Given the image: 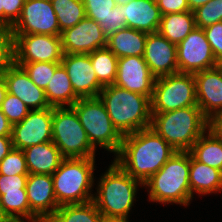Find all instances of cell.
<instances>
[{
  "label": "cell",
  "instance_id": "obj_1",
  "mask_svg": "<svg viewBox=\"0 0 222 222\" xmlns=\"http://www.w3.org/2000/svg\"><path fill=\"white\" fill-rule=\"evenodd\" d=\"M153 129H141L123 136L114 161L143 184L176 153Z\"/></svg>",
  "mask_w": 222,
  "mask_h": 222
},
{
  "label": "cell",
  "instance_id": "obj_2",
  "mask_svg": "<svg viewBox=\"0 0 222 222\" xmlns=\"http://www.w3.org/2000/svg\"><path fill=\"white\" fill-rule=\"evenodd\" d=\"M98 97L122 136L150 127L152 113L149 97L114 84L104 86Z\"/></svg>",
  "mask_w": 222,
  "mask_h": 222
},
{
  "label": "cell",
  "instance_id": "obj_3",
  "mask_svg": "<svg viewBox=\"0 0 222 222\" xmlns=\"http://www.w3.org/2000/svg\"><path fill=\"white\" fill-rule=\"evenodd\" d=\"M150 128L176 151H189L206 133L208 119L198 106L173 111L152 113Z\"/></svg>",
  "mask_w": 222,
  "mask_h": 222
},
{
  "label": "cell",
  "instance_id": "obj_4",
  "mask_svg": "<svg viewBox=\"0 0 222 222\" xmlns=\"http://www.w3.org/2000/svg\"><path fill=\"white\" fill-rule=\"evenodd\" d=\"M141 181L129 175L115 161L101 176L93 202L105 219L126 220Z\"/></svg>",
  "mask_w": 222,
  "mask_h": 222
},
{
  "label": "cell",
  "instance_id": "obj_5",
  "mask_svg": "<svg viewBox=\"0 0 222 222\" xmlns=\"http://www.w3.org/2000/svg\"><path fill=\"white\" fill-rule=\"evenodd\" d=\"M190 152L177 151L143 186L149 187V199L159 203L189 205L192 199L189 185Z\"/></svg>",
  "mask_w": 222,
  "mask_h": 222
},
{
  "label": "cell",
  "instance_id": "obj_6",
  "mask_svg": "<svg viewBox=\"0 0 222 222\" xmlns=\"http://www.w3.org/2000/svg\"><path fill=\"white\" fill-rule=\"evenodd\" d=\"M95 158H64L52 174L57 203L83 204L93 201Z\"/></svg>",
  "mask_w": 222,
  "mask_h": 222
},
{
  "label": "cell",
  "instance_id": "obj_7",
  "mask_svg": "<svg viewBox=\"0 0 222 222\" xmlns=\"http://www.w3.org/2000/svg\"><path fill=\"white\" fill-rule=\"evenodd\" d=\"M78 115L91 145L119 153L123 136L114 127L108 112L99 97L80 98L71 106Z\"/></svg>",
  "mask_w": 222,
  "mask_h": 222
},
{
  "label": "cell",
  "instance_id": "obj_8",
  "mask_svg": "<svg viewBox=\"0 0 222 222\" xmlns=\"http://www.w3.org/2000/svg\"><path fill=\"white\" fill-rule=\"evenodd\" d=\"M52 141L64 158H95V148L72 107H53Z\"/></svg>",
  "mask_w": 222,
  "mask_h": 222
},
{
  "label": "cell",
  "instance_id": "obj_9",
  "mask_svg": "<svg viewBox=\"0 0 222 222\" xmlns=\"http://www.w3.org/2000/svg\"><path fill=\"white\" fill-rule=\"evenodd\" d=\"M198 106L195 79L192 73H175L157 77L151 99V113Z\"/></svg>",
  "mask_w": 222,
  "mask_h": 222
},
{
  "label": "cell",
  "instance_id": "obj_10",
  "mask_svg": "<svg viewBox=\"0 0 222 222\" xmlns=\"http://www.w3.org/2000/svg\"><path fill=\"white\" fill-rule=\"evenodd\" d=\"M14 63H61L63 51L60 36L12 34Z\"/></svg>",
  "mask_w": 222,
  "mask_h": 222
},
{
  "label": "cell",
  "instance_id": "obj_11",
  "mask_svg": "<svg viewBox=\"0 0 222 222\" xmlns=\"http://www.w3.org/2000/svg\"><path fill=\"white\" fill-rule=\"evenodd\" d=\"M10 30L12 34H61L50 0H25L21 16Z\"/></svg>",
  "mask_w": 222,
  "mask_h": 222
},
{
  "label": "cell",
  "instance_id": "obj_12",
  "mask_svg": "<svg viewBox=\"0 0 222 222\" xmlns=\"http://www.w3.org/2000/svg\"><path fill=\"white\" fill-rule=\"evenodd\" d=\"M177 46L180 73H196L219 65L202 28L196 27Z\"/></svg>",
  "mask_w": 222,
  "mask_h": 222
},
{
  "label": "cell",
  "instance_id": "obj_13",
  "mask_svg": "<svg viewBox=\"0 0 222 222\" xmlns=\"http://www.w3.org/2000/svg\"><path fill=\"white\" fill-rule=\"evenodd\" d=\"M53 107L41 110H30L27 116L12 125V143L15 149L52 141Z\"/></svg>",
  "mask_w": 222,
  "mask_h": 222
},
{
  "label": "cell",
  "instance_id": "obj_14",
  "mask_svg": "<svg viewBox=\"0 0 222 222\" xmlns=\"http://www.w3.org/2000/svg\"><path fill=\"white\" fill-rule=\"evenodd\" d=\"M60 38L63 54H89L107 45L100 25L88 17L62 31Z\"/></svg>",
  "mask_w": 222,
  "mask_h": 222
},
{
  "label": "cell",
  "instance_id": "obj_15",
  "mask_svg": "<svg viewBox=\"0 0 222 222\" xmlns=\"http://www.w3.org/2000/svg\"><path fill=\"white\" fill-rule=\"evenodd\" d=\"M155 79L156 77L151 73L144 57L127 56L118 58L115 86L152 99Z\"/></svg>",
  "mask_w": 222,
  "mask_h": 222
},
{
  "label": "cell",
  "instance_id": "obj_16",
  "mask_svg": "<svg viewBox=\"0 0 222 222\" xmlns=\"http://www.w3.org/2000/svg\"><path fill=\"white\" fill-rule=\"evenodd\" d=\"M61 64L79 98L99 96L104 86L97 80L89 54H63Z\"/></svg>",
  "mask_w": 222,
  "mask_h": 222
},
{
  "label": "cell",
  "instance_id": "obj_17",
  "mask_svg": "<svg viewBox=\"0 0 222 222\" xmlns=\"http://www.w3.org/2000/svg\"><path fill=\"white\" fill-rule=\"evenodd\" d=\"M143 57L156 78L178 73L177 46L159 32L147 34Z\"/></svg>",
  "mask_w": 222,
  "mask_h": 222
},
{
  "label": "cell",
  "instance_id": "obj_18",
  "mask_svg": "<svg viewBox=\"0 0 222 222\" xmlns=\"http://www.w3.org/2000/svg\"><path fill=\"white\" fill-rule=\"evenodd\" d=\"M196 100L203 115L209 119L222 112V67L194 73Z\"/></svg>",
  "mask_w": 222,
  "mask_h": 222
},
{
  "label": "cell",
  "instance_id": "obj_19",
  "mask_svg": "<svg viewBox=\"0 0 222 222\" xmlns=\"http://www.w3.org/2000/svg\"><path fill=\"white\" fill-rule=\"evenodd\" d=\"M7 86V92L18 97L27 107L34 110L50 108L45 90L36 86L25 70L14 62L1 74Z\"/></svg>",
  "mask_w": 222,
  "mask_h": 222
},
{
  "label": "cell",
  "instance_id": "obj_20",
  "mask_svg": "<svg viewBox=\"0 0 222 222\" xmlns=\"http://www.w3.org/2000/svg\"><path fill=\"white\" fill-rule=\"evenodd\" d=\"M26 192L30 210L39 219H49L60 207L56 200L52 175L28 174Z\"/></svg>",
  "mask_w": 222,
  "mask_h": 222
},
{
  "label": "cell",
  "instance_id": "obj_21",
  "mask_svg": "<svg viewBox=\"0 0 222 222\" xmlns=\"http://www.w3.org/2000/svg\"><path fill=\"white\" fill-rule=\"evenodd\" d=\"M121 11L127 28L146 33L158 32L162 15L157 3L151 0H130L121 5Z\"/></svg>",
  "mask_w": 222,
  "mask_h": 222
},
{
  "label": "cell",
  "instance_id": "obj_22",
  "mask_svg": "<svg viewBox=\"0 0 222 222\" xmlns=\"http://www.w3.org/2000/svg\"><path fill=\"white\" fill-rule=\"evenodd\" d=\"M23 152L29 174L52 175L64 159L53 141L27 147Z\"/></svg>",
  "mask_w": 222,
  "mask_h": 222
},
{
  "label": "cell",
  "instance_id": "obj_23",
  "mask_svg": "<svg viewBox=\"0 0 222 222\" xmlns=\"http://www.w3.org/2000/svg\"><path fill=\"white\" fill-rule=\"evenodd\" d=\"M146 32L124 28L107 38L106 47L117 57L144 56Z\"/></svg>",
  "mask_w": 222,
  "mask_h": 222
},
{
  "label": "cell",
  "instance_id": "obj_24",
  "mask_svg": "<svg viewBox=\"0 0 222 222\" xmlns=\"http://www.w3.org/2000/svg\"><path fill=\"white\" fill-rule=\"evenodd\" d=\"M189 185L193 191L209 194L222 190V171L196 161L190 154Z\"/></svg>",
  "mask_w": 222,
  "mask_h": 222
},
{
  "label": "cell",
  "instance_id": "obj_25",
  "mask_svg": "<svg viewBox=\"0 0 222 222\" xmlns=\"http://www.w3.org/2000/svg\"><path fill=\"white\" fill-rule=\"evenodd\" d=\"M51 107H71L80 98L75 94L66 69L60 64L45 89Z\"/></svg>",
  "mask_w": 222,
  "mask_h": 222
},
{
  "label": "cell",
  "instance_id": "obj_26",
  "mask_svg": "<svg viewBox=\"0 0 222 222\" xmlns=\"http://www.w3.org/2000/svg\"><path fill=\"white\" fill-rule=\"evenodd\" d=\"M195 28L194 12L185 11L162 15L158 32L177 45Z\"/></svg>",
  "mask_w": 222,
  "mask_h": 222
},
{
  "label": "cell",
  "instance_id": "obj_27",
  "mask_svg": "<svg viewBox=\"0 0 222 222\" xmlns=\"http://www.w3.org/2000/svg\"><path fill=\"white\" fill-rule=\"evenodd\" d=\"M207 132L208 136L204 133L189 152L196 161L222 171V140Z\"/></svg>",
  "mask_w": 222,
  "mask_h": 222
},
{
  "label": "cell",
  "instance_id": "obj_28",
  "mask_svg": "<svg viewBox=\"0 0 222 222\" xmlns=\"http://www.w3.org/2000/svg\"><path fill=\"white\" fill-rule=\"evenodd\" d=\"M0 207L9 222H37L39 218L30 210L27 192H13L0 197ZM23 218V219H22Z\"/></svg>",
  "mask_w": 222,
  "mask_h": 222
},
{
  "label": "cell",
  "instance_id": "obj_29",
  "mask_svg": "<svg viewBox=\"0 0 222 222\" xmlns=\"http://www.w3.org/2000/svg\"><path fill=\"white\" fill-rule=\"evenodd\" d=\"M52 222H103L105 219L93 201L61 205L49 218Z\"/></svg>",
  "mask_w": 222,
  "mask_h": 222
},
{
  "label": "cell",
  "instance_id": "obj_30",
  "mask_svg": "<svg viewBox=\"0 0 222 222\" xmlns=\"http://www.w3.org/2000/svg\"><path fill=\"white\" fill-rule=\"evenodd\" d=\"M97 80L103 85L114 84L117 76L118 58L107 48L89 53Z\"/></svg>",
  "mask_w": 222,
  "mask_h": 222
},
{
  "label": "cell",
  "instance_id": "obj_31",
  "mask_svg": "<svg viewBox=\"0 0 222 222\" xmlns=\"http://www.w3.org/2000/svg\"><path fill=\"white\" fill-rule=\"evenodd\" d=\"M57 15L60 31L73 27L86 17L82 0H50Z\"/></svg>",
  "mask_w": 222,
  "mask_h": 222
},
{
  "label": "cell",
  "instance_id": "obj_32",
  "mask_svg": "<svg viewBox=\"0 0 222 222\" xmlns=\"http://www.w3.org/2000/svg\"><path fill=\"white\" fill-rule=\"evenodd\" d=\"M21 66L25 72L29 75L32 82L39 88L46 89L53 78L55 69L61 63L54 62H31V63H15Z\"/></svg>",
  "mask_w": 222,
  "mask_h": 222
},
{
  "label": "cell",
  "instance_id": "obj_33",
  "mask_svg": "<svg viewBox=\"0 0 222 222\" xmlns=\"http://www.w3.org/2000/svg\"><path fill=\"white\" fill-rule=\"evenodd\" d=\"M86 17L96 21L103 32L107 30V16L117 5L115 0H82Z\"/></svg>",
  "mask_w": 222,
  "mask_h": 222
},
{
  "label": "cell",
  "instance_id": "obj_34",
  "mask_svg": "<svg viewBox=\"0 0 222 222\" xmlns=\"http://www.w3.org/2000/svg\"><path fill=\"white\" fill-rule=\"evenodd\" d=\"M195 24L198 28H205L222 21V0H210L193 11Z\"/></svg>",
  "mask_w": 222,
  "mask_h": 222
},
{
  "label": "cell",
  "instance_id": "obj_35",
  "mask_svg": "<svg viewBox=\"0 0 222 222\" xmlns=\"http://www.w3.org/2000/svg\"><path fill=\"white\" fill-rule=\"evenodd\" d=\"M0 174L6 176L28 175L26 158L23 150L13 149L1 162Z\"/></svg>",
  "mask_w": 222,
  "mask_h": 222
},
{
  "label": "cell",
  "instance_id": "obj_36",
  "mask_svg": "<svg viewBox=\"0 0 222 222\" xmlns=\"http://www.w3.org/2000/svg\"><path fill=\"white\" fill-rule=\"evenodd\" d=\"M11 125L21 122L28 114L30 109L16 96L6 93L0 107Z\"/></svg>",
  "mask_w": 222,
  "mask_h": 222
},
{
  "label": "cell",
  "instance_id": "obj_37",
  "mask_svg": "<svg viewBox=\"0 0 222 222\" xmlns=\"http://www.w3.org/2000/svg\"><path fill=\"white\" fill-rule=\"evenodd\" d=\"M14 62L11 30L0 26V75Z\"/></svg>",
  "mask_w": 222,
  "mask_h": 222
},
{
  "label": "cell",
  "instance_id": "obj_38",
  "mask_svg": "<svg viewBox=\"0 0 222 222\" xmlns=\"http://www.w3.org/2000/svg\"><path fill=\"white\" fill-rule=\"evenodd\" d=\"M216 61L222 62V21L203 28Z\"/></svg>",
  "mask_w": 222,
  "mask_h": 222
},
{
  "label": "cell",
  "instance_id": "obj_39",
  "mask_svg": "<svg viewBox=\"0 0 222 222\" xmlns=\"http://www.w3.org/2000/svg\"><path fill=\"white\" fill-rule=\"evenodd\" d=\"M28 175L6 176L0 174V197L13 192H26Z\"/></svg>",
  "mask_w": 222,
  "mask_h": 222
},
{
  "label": "cell",
  "instance_id": "obj_40",
  "mask_svg": "<svg viewBox=\"0 0 222 222\" xmlns=\"http://www.w3.org/2000/svg\"><path fill=\"white\" fill-rule=\"evenodd\" d=\"M25 0H3V27L11 28L20 18Z\"/></svg>",
  "mask_w": 222,
  "mask_h": 222
},
{
  "label": "cell",
  "instance_id": "obj_41",
  "mask_svg": "<svg viewBox=\"0 0 222 222\" xmlns=\"http://www.w3.org/2000/svg\"><path fill=\"white\" fill-rule=\"evenodd\" d=\"M126 21L121 11V5H116L107 16V30L104 32V36L109 38L115 32L126 28Z\"/></svg>",
  "mask_w": 222,
  "mask_h": 222
},
{
  "label": "cell",
  "instance_id": "obj_42",
  "mask_svg": "<svg viewBox=\"0 0 222 222\" xmlns=\"http://www.w3.org/2000/svg\"><path fill=\"white\" fill-rule=\"evenodd\" d=\"M157 6L161 15L190 11L187 0H160Z\"/></svg>",
  "mask_w": 222,
  "mask_h": 222
},
{
  "label": "cell",
  "instance_id": "obj_43",
  "mask_svg": "<svg viewBox=\"0 0 222 222\" xmlns=\"http://www.w3.org/2000/svg\"><path fill=\"white\" fill-rule=\"evenodd\" d=\"M216 138L222 140V112L216 113L208 119V129Z\"/></svg>",
  "mask_w": 222,
  "mask_h": 222
},
{
  "label": "cell",
  "instance_id": "obj_44",
  "mask_svg": "<svg viewBox=\"0 0 222 222\" xmlns=\"http://www.w3.org/2000/svg\"><path fill=\"white\" fill-rule=\"evenodd\" d=\"M14 149L11 136H0V162Z\"/></svg>",
  "mask_w": 222,
  "mask_h": 222
},
{
  "label": "cell",
  "instance_id": "obj_45",
  "mask_svg": "<svg viewBox=\"0 0 222 222\" xmlns=\"http://www.w3.org/2000/svg\"><path fill=\"white\" fill-rule=\"evenodd\" d=\"M12 125L0 109V136H11Z\"/></svg>",
  "mask_w": 222,
  "mask_h": 222
},
{
  "label": "cell",
  "instance_id": "obj_46",
  "mask_svg": "<svg viewBox=\"0 0 222 222\" xmlns=\"http://www.w3.org/2000/svg\"><path fill=\"white\" fill-rule=\"evenodd\" d=\"M210 0H187L190 11L196 10L198 7L203 6Z\"/></svg>",
  "mask_w": 222,
  "mask_h": 222
},
{
  "label": "cell",
  "instance_id": "obj_47",
  "mask_svg": "<svg viewBox=\"0 0 222 222\" xmlns=\"http://www.w3.org/2000/svg\"><path fill=\"white\" fill-rule=\"evenodd\" d=\"M6 93H7V86L4 78L2 77V75H0V107L2 105Z\"/></svg>",
  "mask_w": 222,
  "mask_h": 222
},
{
  "label": "cell",
  "instance_id": "obj_48",
  "mask_svg": "<svg viewBox=\"0 0 222 222\" xmlns=\"http://www.w3.org/2000/svg\"><path fill=\"white\" fill-rule=\"evenodd\" d=\"M0 26H3V0H0Z\"/></svg>",
  "mask_w": 222,
  "mask_h": 222
},
{
  "label": "cell",
  "instance_id": "obj_49",
  "mask_svg": "<svg viewBox=\"0 0 222 222\" xmlns=\"http://www.w3.org/2000/svg\"><path fill=\"white\" fill-rule=\"evenodd\" d=\"M0 222H9V221L5 218L4 214L2 213L1 207H0Z\"/></svg>",
  "mask_w": 222,
  "mask_h": 222
},
{
  "label": "cell",
  "instance_id": "obj_50",
  "mask_svg": "<svg viewBox=\"0 0 222 222\" xmlns=\"http://www.w3.org/2000/svg\"><path fill=\"white\" fill-rule=\"evenodd\" d=\"M103 222H129L126 220L104 219Z\"/></svg>",
  "mask_w": 222,
  "mask_h": 222
},
{
  "label": "cell",
  "instance_id": "obj_51",
  "mask_svg": "<svg viewBox=\"0 0 222 222\" xmlns=\"http://www.w3.org/2000/svg\"><path fill=\"white\" fill-rule=\"evenodd\" d=\"M117 5H122L128 3L130 0H115Z\"/></svg>",
  "mask_w": 222,
  "mask_h": 222
},
{
  "label": "cell",
  "instance_id": "obj_52",
  "mask_svg": "<svg viewBox=\"0 0 222 222\" xmlns=\"http://www.w3.org/2000/svg\"><path fill=\"white\" fill-rule=\"evenodd\" d=\"M37 222H52L50 219H39Z\"/></svg>",
  "mask_w": 222,
  "mask_h": 222
},
{
  "label": "cell",
  "instance_id": "obj_53",
  "mask_svg": "<svg viewBox=\"0 0 222 222\" xmlns=\"http://www.w3.org/2000/svg\"><path fill=\"white\" fill-rule=\"evenodd\" d=\"M151 1H153L154 3H158L160 0H151Z\"/></svg>",
  "mask_w": 222,
  "mask_h": 222
}]
</instances>
